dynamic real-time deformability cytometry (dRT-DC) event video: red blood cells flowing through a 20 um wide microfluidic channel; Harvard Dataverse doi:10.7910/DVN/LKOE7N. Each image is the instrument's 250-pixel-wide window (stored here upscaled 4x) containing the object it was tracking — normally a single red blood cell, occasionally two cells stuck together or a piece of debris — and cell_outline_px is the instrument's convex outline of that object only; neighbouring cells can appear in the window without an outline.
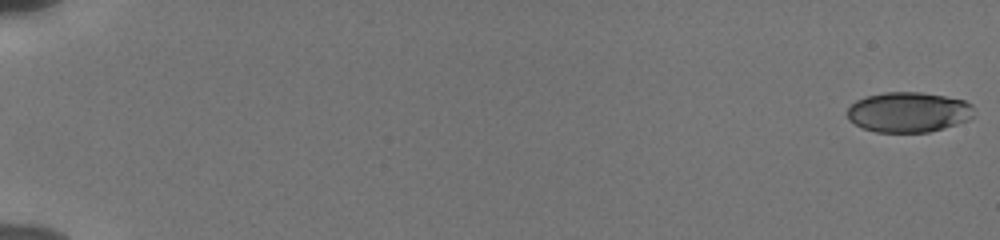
{"species": "human", "species_latin": "Homo sapiens", "temperature_condition": "cold", "stored_images_in_passage": 56, "camera_frame_rate_fps": 3000, "um_per_image_px": 0.085, "donor": {"sex": "male"}, "frame": {"image": 1, "passage_image": 1, "time_ms": 0.0, "image_size_px": [1000, 240], "cell_outline_px": [[976, 116], [968, 120], [944, 128], [928, 132], [876, 132], [864, 128], [848, 120], [848, 108], [856, 100], [864, 96], [884, 92], [920, 92], [944, 96], [964, 100], [972, 104]], "centroid_in_image_um": [77.24, 9.53], "position_along_channel_um": 7.8, "area_um2": 29.82}}
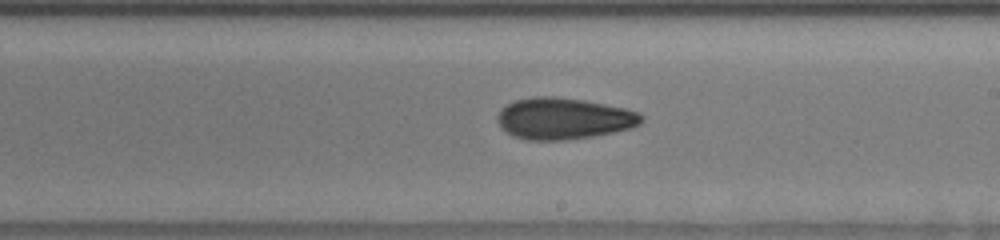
{"frame": {"image": 2, "passage_image": 35, "time_ms": 11.333, "image_size_px": [1000, 240], "cell_outline_px": [[644, 120], [640, 124], [632, 128], [592, 136], [564, 140], [528, 140], [512, 136], [500, 128], [496, 120], [496, 116], [508, 104], [516, 100], [532, 96], [556, 96], [584, 100], [624, 108], [640, 112], [644, 116]], "centroid_in_image_um": [47.91, 10.07], "position_along_channel_um": 241.1, "area_um2": 34.97}}
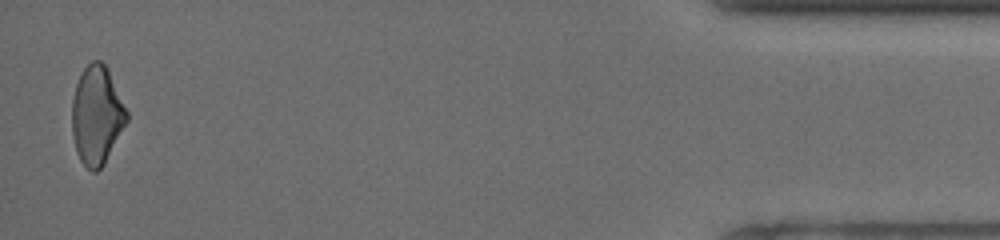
{"frame": {"image": 3, "passage_image": 55, "time_ms": 18.0, "image_size_px": [1000, 240], "cell_outline_px": [[128, 120], [104, 164], [96, 172], [92, 172], [80, 160], [76, 152], [72, 132], [72, 100], [76, 84], [80, 72], [92, 60], [100, 60], [108, 68], [128, 112]], "centroid_in_image_um": [8.22, 9.78], "position_along_channel_um": 427.0, "area_um2": 31.5}, "authors_computed_cell_mechanics": {"area_um2": 32.079, "velocity_mm_per_s": 3.8575, "shape_relaxation_time_tau1_ms": 6.5865, "shape_relaxation_time_tau2_ms": 5.016, "deformation_change_tau1": 0.1509, "deformation_change_tau2": 0.119}}